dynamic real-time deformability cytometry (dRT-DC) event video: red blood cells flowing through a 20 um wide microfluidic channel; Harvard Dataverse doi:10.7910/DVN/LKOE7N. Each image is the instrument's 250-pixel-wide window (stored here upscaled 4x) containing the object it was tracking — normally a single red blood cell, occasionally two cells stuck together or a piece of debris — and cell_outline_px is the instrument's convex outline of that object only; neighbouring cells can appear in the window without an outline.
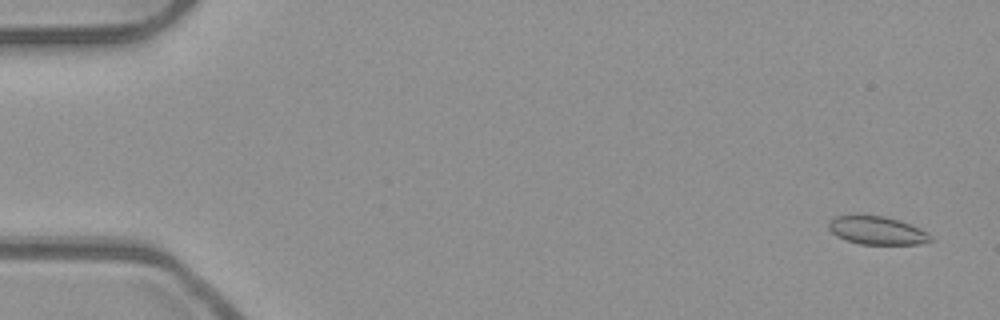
{"species": "common noctule bat (a hibernating species)", "species_latin": "Nyctalus noctula", "temperature_condition": "room temperature", "stored_images_in_passage": 53, "camera_frame_rate_fps": 3000, "um_per_image_px": 0.085, "animal": {"sex": "male", "body_mass_g": 23.1, "forearm_length_mm": 52.7}, "frame": {"image": 1, "passage_image": 3, "time_ms": 0.667, "image_size_px": [1000, 320], "cell_outline_px": [[932, 240], [920, 244], [860, 244], [836, 236], [828, 228], [828, 224], [836, 216], [884, 216], [900, 220], [920, 228], [932, 236]], "centroid_in_image_um": [74.58, 19.6], "position_along_channel_um": 10.4, "area_um2": 16.47}}
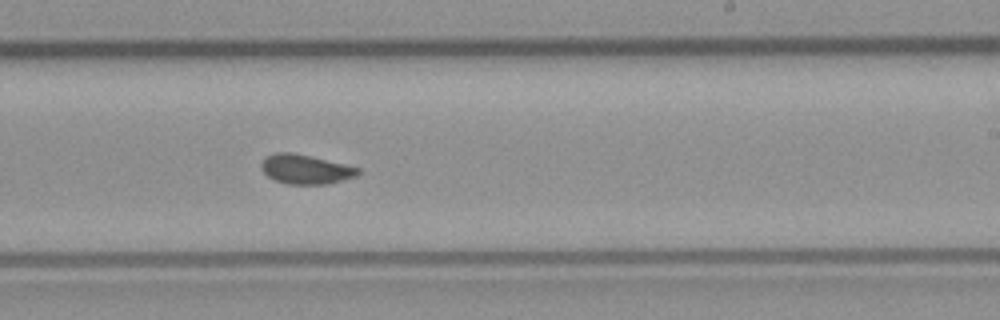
{"frame": {"image": 2, "passage_image": 33, "time_ms": 10.667, "image_size_px": [1000, 320], "cell_outline_px": [[360, 172], [356, 176], [344, 180], [328, 184], [288, 184], [276, 180], [268, 176], [260, 168], [260, 164], [264, 156], [276, 152], [292, 152], [344, 164], [360, 168]], "centroid_in_image_um": [25.95, 14.38], "position_along_channel_um": 263.1, "area_um2": 16.59}}
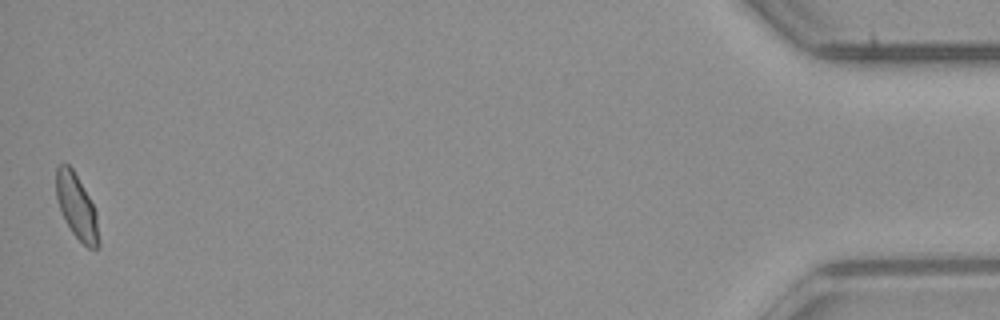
{"frame": {"image": 3, "passage_image": 53, "time_ms": 17.333, "image_size_px": [1000, 320], "cell_outline_px": [[100, 248], [88, 248], [72, 232], [60, 208], [56, 196], [56, 164], [68, 164], [72, 168], [88, 196], [96, 212], [100, 240]], "centroid_in_image_um": [6.53, 17.57], "position_along_channel_um": 428.7, "area_um2": 15.78}, "authors_computed_cell_mechanics": {"area_um2": 16.5886, "velocity_mm_per_s": 3.9445, "shape_relaxation_time_tau1_ms": 7.4698, "shape_relaxation_time_tau2_ms": 0.9438, "deformation_change_tau1": 0.1365, "deformation_change_tau2": 0.0433}}